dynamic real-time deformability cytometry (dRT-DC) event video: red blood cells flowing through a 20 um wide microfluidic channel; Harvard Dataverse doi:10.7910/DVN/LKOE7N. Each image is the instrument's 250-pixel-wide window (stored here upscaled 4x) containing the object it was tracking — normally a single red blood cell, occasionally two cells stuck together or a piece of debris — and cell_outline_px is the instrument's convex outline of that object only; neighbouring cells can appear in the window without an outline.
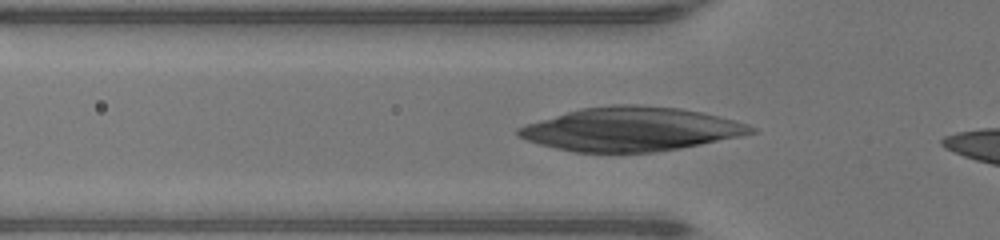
{"species": "human", "species_latin": "Homo sapiens", "temperature_condition": "warm", "stored_images_in_passage": 26, "camera_frame_rate_fps": 3000, "um_per_image_px": 0.085, "donor": {"sex": "male"}, "frame": {"image": 1, "passage_image": 3, "time_ms": 0.667, "image_size_px": [1000, 240], "cell_outline_px": [[756, 132], [700, 144], [680, 148], [656, 152], [576, 152], [556, 148], [540, 144], [516, 136], [516, 128], [528, 124], [580, 108], [612, 104], [636, 104], [680, 108], [700, 112], [748, 124], [756, 128]], "centroid_in_image_um": [53.6, 10.97], "position_along_channel_um": 72.2, "area_um2": 58.78}}
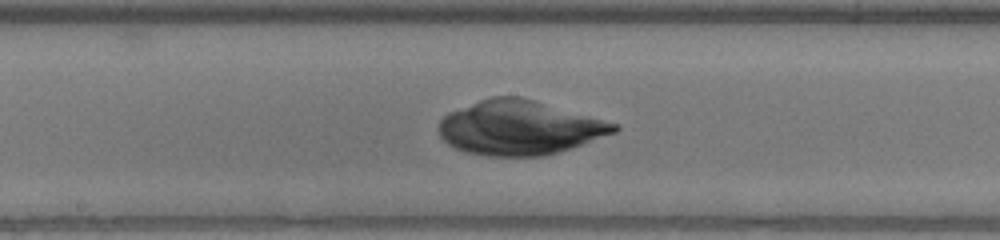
{"frame": {"image": 2, "passage_image": 12, "time_ms": 3.667, "image_size_px": [1000, 240], "cell_outline_px": [[620, 128], [616, 132], [544, 156], [484, 156], [464, 152], [448, 144], [440, 136], [440, 120], [448, 112], [480, 100], [492, 96], [520, 96], [616, 124]], "centroid_in_image_um": [44.09, 10.86], "position_along_channel_um": 204.1, "area_um2": 54.68}}
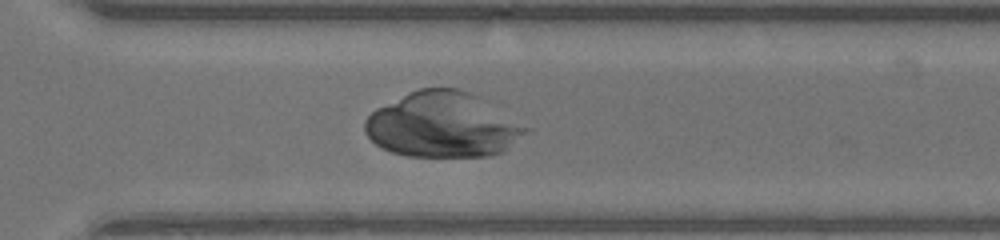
{"frame": {"image": 3, "passage_image": 21, "time_ms": 6.667, "image_size_px": [1000, 240], "cell_outline_px": [[532, 128], [500, 152], [488, 156], [408, 156], [392, 152], [376, 144], [364, 132], [364, 120], [376, 108], [408, 92], [420, 88], [460, 88], [480, 96]], "centroid_in_image_um": [37.63, 10.59], "position_along_channel_um": 333.0, "area_um2": 61.15}}